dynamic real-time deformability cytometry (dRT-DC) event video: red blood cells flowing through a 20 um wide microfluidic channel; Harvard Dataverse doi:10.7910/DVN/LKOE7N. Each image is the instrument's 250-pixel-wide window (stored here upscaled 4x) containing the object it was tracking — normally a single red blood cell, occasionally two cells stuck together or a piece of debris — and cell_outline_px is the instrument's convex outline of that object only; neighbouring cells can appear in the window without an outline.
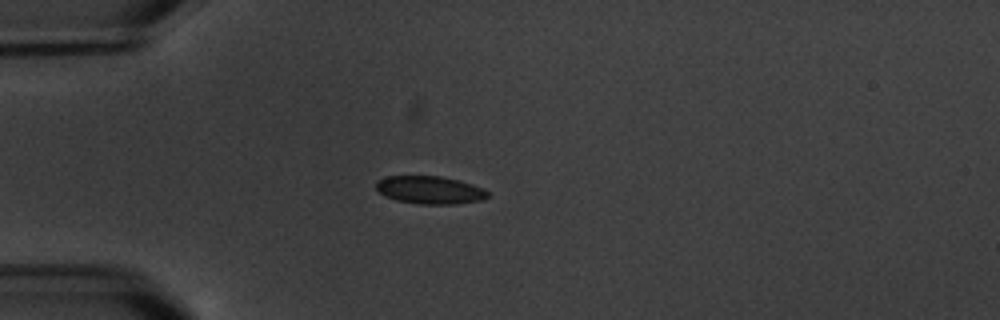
{"species": "common noctule bat (a hibernating species)", "species_latin": "Nyctalus noctula", "temperature_condition": "warm", "stored_images_in_passage": 13, "camera_frame_rate_fps": 3000, "um_per_image_px": 0.085, "animal": {"sex": "male", "body_mass_g": 20.1, "forearm_length_mm": 53.5}, "frame": {"image": 1, "passage_image": 1, "time_ms": 0.0, "image_size_px": [1000, 320], "cell_outline_px": [[488, 196], [484, 200], [456, 204], [420, 204], [396, 200], [380, 192], [376, 188], [376, 180], [388, 176], [440, 176], [460, 180], [484, 188], [488, 192]], "centroid_in_image_um": [36.58, 16.14], "position_along_channel_um": 48.4, "area_um2": 18.15}}
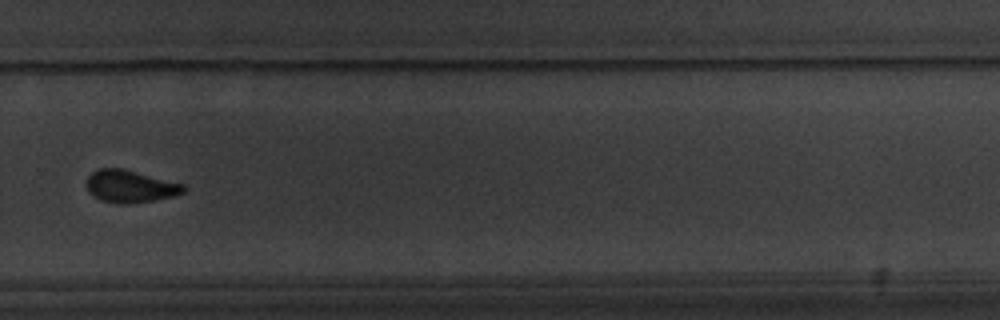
{"frame": {"image": 2, "passage_image": 8, "time_ms": 8.333, "image_size_px": [1000, 320], "cell_outline_px": [[188, 188], [184, 192], [172, 196], [156, 200], [128, 204], [116, 204], [100, 200], [92, 196], [88, 192], [88, 176], [96, 168], [124, 168], [184, 184]], "centroid_in_image_um": [11.07, 15.84], "position_along_channel_um": 318.7, "area_um2": 18.55}}
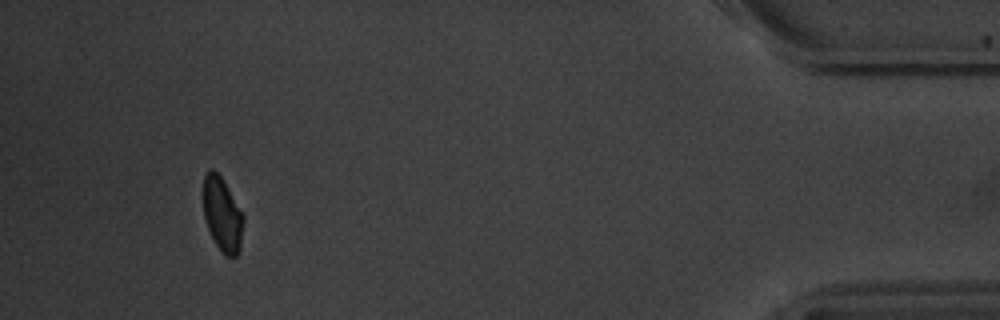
{"frame": {"image": 3, "passage_image": 12, "time_ms": 13.0, "image_size_px": [1000, 320], "cell_outline_px": [[244, 220], [240, 248], [236, 256], [224, 256], [220, 252], [208, 228], [204, 216], [204, 176], [208, 168], [212, 168], [220, 176], [244, 216]], "centroid_in_image_um": [18.9, 18.25], "position_along_channel_um": 416.3, "area_um2": 17.05}, "authors_computed_cell_mechanics": {"area_um2": 18.4382, "velocity_mm_per_s": 3.4322, "shape_relaxation_time_tau1_ms": 2.075, "shape_relaxation_time_tau2_ms": null, "deformation_change_tau1": 0.0757, "deformation_change_tau2": null}}